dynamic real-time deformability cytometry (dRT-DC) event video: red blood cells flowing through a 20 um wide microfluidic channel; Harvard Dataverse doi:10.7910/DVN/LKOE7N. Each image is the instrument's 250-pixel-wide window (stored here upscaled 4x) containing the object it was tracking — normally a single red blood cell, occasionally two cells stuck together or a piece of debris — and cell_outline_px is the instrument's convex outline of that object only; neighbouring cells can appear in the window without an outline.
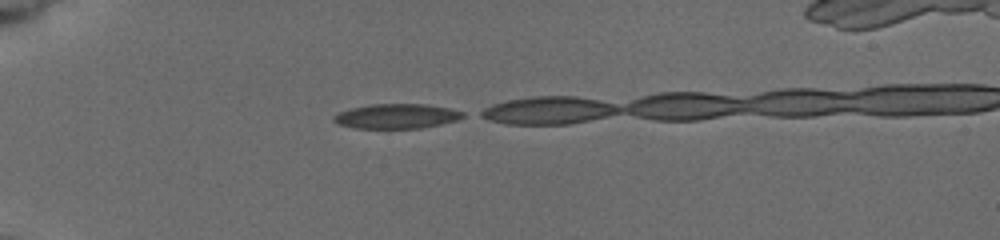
{"species": "common noctule bat (a hibernating species)", "species_latin": "Nyctalus noctula", "temperature_condition": "cold", "stored_images_in_passage": 8, "camera_frame_rate_fps": 3000, "um_per_image_px": 0.085, "animal": {"sex": "female", "body_mass_g": 19.5, "forearm_length_mm": 54.1}, "frame": {"image": 1, "passage_image": 1, "time_ms": 0.0, "image_size_px": [1000, 240], "cell_outline_px": [[464, 116], [456, 120], [440, 124], [420, 128], [352, 128], [336, 124], [332, 120], [332, 116], [340, 112], [352, 108], [372, 104], [428, 104], [448, 108], [464, 112]], "centroid_in_image_um": [33.67, 9.88], "position_along_channel_um": 51.3, "area_um2": 18.55}}
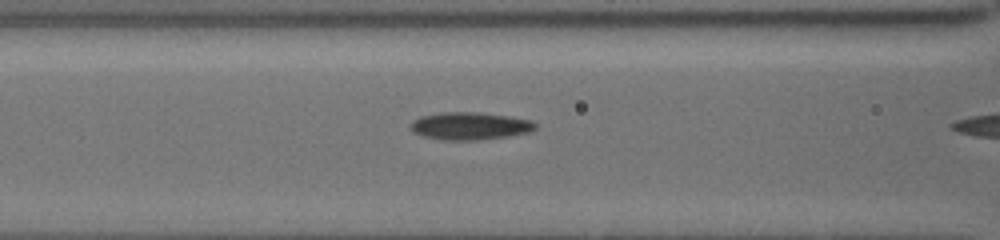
{"frame": {"image": 2, "passage_image": 7, "time_ms": 2.667, "image_size_px": [1000, 240], "cell_outline_px": [[536, 128], [532, 132], [508, 136], [476, 140], [444, 140], [424, 136], [416, 132], [408, 124], [412, 120], [420, 116], [440, 112], [484, 112], [532, 120], [536, 124]], "centroid_in_image_um": [39.96, 10.69], "position_along_channel_um": 126.6, "area_um2": 20.17}}